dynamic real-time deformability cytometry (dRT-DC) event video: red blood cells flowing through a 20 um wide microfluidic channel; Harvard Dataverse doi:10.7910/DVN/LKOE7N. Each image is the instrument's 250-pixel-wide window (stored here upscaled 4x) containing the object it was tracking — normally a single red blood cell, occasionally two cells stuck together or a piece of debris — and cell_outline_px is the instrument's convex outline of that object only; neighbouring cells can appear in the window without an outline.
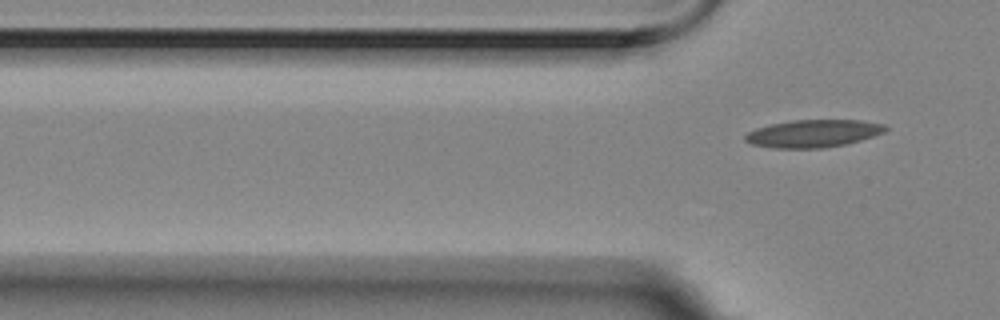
{"species": "Egyptian fruit bat (a non-hibernating species)", "species_latin": "Rousettus aegyptiacus", "temperature_condition": "room temperature", "stored_images_in_passage": 2, "camera_frame_rate_fps": 3000, "um_per_image_px": 0.085, "animal": {"sex": "female"}, "frame": {"image": 1, "passage_image": 2, "time_ms": 0.333, "image_size_px": [1000, 320], "cell_outline_px": [[888, 128], [884, 132], [860, 140], [844, 144], [824, 148], [772, 148], [752, 144], [744, 140], [744, 136], [748, 132], [756, 128], [768, 124], [792, 120], [860, 120], [884, 124]], "centroid_in_image_um": [69.09, 11.34], "position_along_channel_um": 56.7, "area_um2": 22.54}}